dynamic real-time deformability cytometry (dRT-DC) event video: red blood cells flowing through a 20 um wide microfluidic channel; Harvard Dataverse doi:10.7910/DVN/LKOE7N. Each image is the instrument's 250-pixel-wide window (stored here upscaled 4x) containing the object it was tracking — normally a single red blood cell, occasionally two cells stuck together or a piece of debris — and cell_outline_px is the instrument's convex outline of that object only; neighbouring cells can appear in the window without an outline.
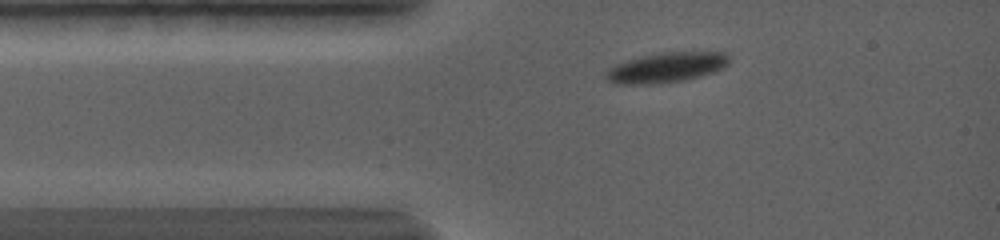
{"species": "common noctule bat (a hibernating species)", "species_latin": "Nyctalus noctula", "temperature_condition": "warm", "stored_images_in_passage": 61, "camera_frame_rate_fps": 5000, "um_per_image_px": 0.085, "animal": {"sex": "female", "body_mass_g": 19.0, "forearm_length_mm": 56.7}, "frame": {"image": 1, "passage_image": 2, "time_ms": 0.2, "image_size_px": [1000, 240], "cell_outline_px": [[724, 64], [708, 72], [684, 80], [660, 84], [632, 84], [612, 80], [608, 72], [632, 60], [644, 56], [660, 52], [712, 52], [724, 56]], "centroid_in_image_um": [56.66, 5.74], "position_along_channel_um": 28.3, "area_um2": 19.36}}
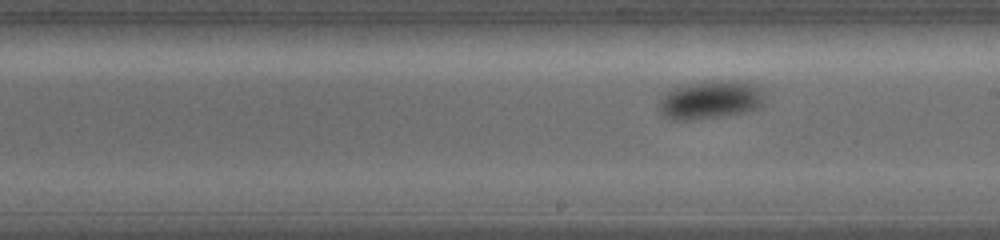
{"frame": {"image": 2, "passage_image": 28, "time_ms": 6.4, "image_size_px": [1000, 240], "cell_outline_px": [[764, 96], [760, 108], [744, 112], [720, 116], [692, 120], [672, 120], [664, 116], [660, 112], [660, 100], [664, 92], [672, 88], [688, 84], [720, 80], [736, 80], [760, 84], [764, 88]], "centroid_in_image_um": [60.43, 8.47], "position_along_channel_um": 228.6, "area_um2": 23.93}}
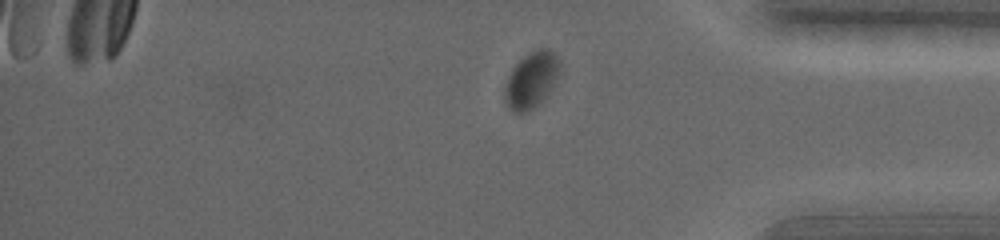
{"frame": {"image": 3, "passage_image": 52, "time_ms": 11.4, "image_size_px": [1000, 240], "cell_outline_px": [[560, 64], [556, 84], [548, 96], [532, 108], [524, 112], [512, 112], [508, 108], [504, 100], [504, 84], [512, 68], [528, 52], [540, 48], [548, 48], [556, 52], [560, 60]], "centroid_in_image_um": [45.18, 6.78], "position_along_channel_um": 390.0, "area_um2": 18.44}}